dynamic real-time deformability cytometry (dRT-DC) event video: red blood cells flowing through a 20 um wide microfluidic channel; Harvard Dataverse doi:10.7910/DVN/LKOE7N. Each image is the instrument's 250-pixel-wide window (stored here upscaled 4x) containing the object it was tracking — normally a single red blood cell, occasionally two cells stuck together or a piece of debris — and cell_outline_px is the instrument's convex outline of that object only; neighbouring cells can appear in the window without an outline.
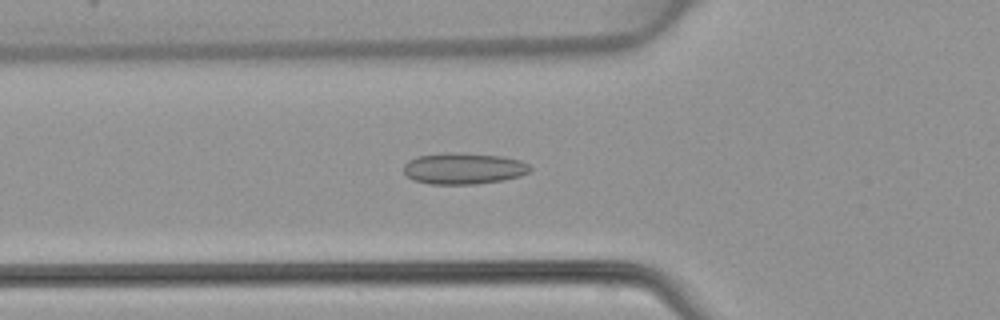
{"species": "common noctule bat (a hibernating species)", "species_latin": "Nyctalus noctula", "temperature_condition": "warm", "stored_images_in_passage": 48, "camera_frame_rate_fps": 3000, "um_per_image_px": 0.085, "animal": {"sex": "female", "body_mass_g": 22.7, "forearm_length_mm": 54.2}, "frame": {"image": 1, "passage_image": 17, "time_ms": 5.333, "image_size_px": [1000, 320], "cell_outline_px": [[532, 168], [528, 172], [520, 176], [504, 180], [476, 184], [428, 184], [412, 180], [404, 172], [404, 164], [408, 160], [416, 156], [448, 152], [500, 156], [520, 160], [528, 164]], "centroid_in_image_um": [39.38, 14.33], "position_along_channel_um": 86.4, "area_um2": 23.12}}
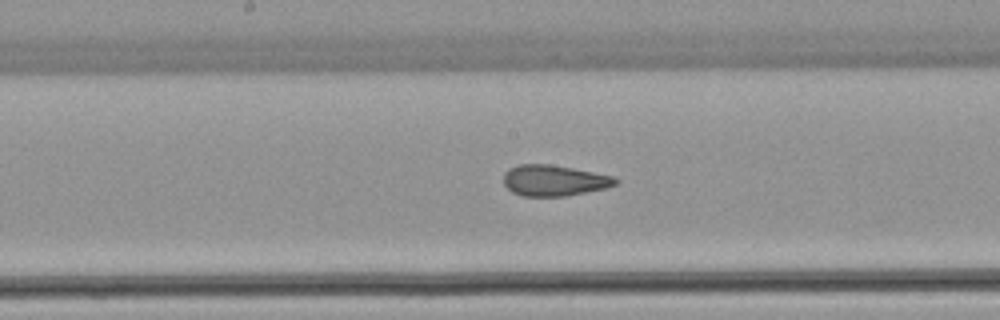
{"frame": {"image": 2, "passage_image": 25, "time_ms": 8.0, "image_size_px": [1000, 320], "cell_outline_px": [[620, 180], [616, 184], [604, 188], [568, 196], [520, 196], [512, 192], [504, 184], [504, 172], [508, 168], [520, 164], [548, 164], [572, 168], [612, 176]], "centroid_in_image_um": [47.06, 15.34], "position_along_channel_um": 201.1, "area_um2": 20.11}}
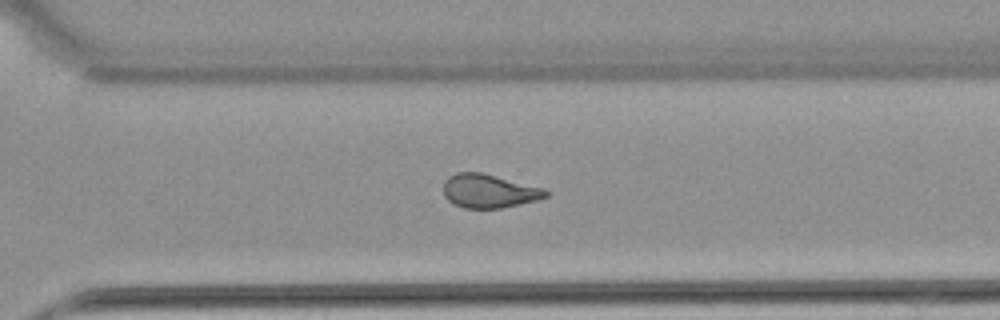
{"frame": {"image": 3, "passage_image": 34, "time_ms": 11.0, "image_size_px": [1000, 320], "cell_outline_px": [[548, 196], [536, 200], [500, 208], [464, 208], [452, 204], [444, 196], [444, 180], [448, 176], [456, 172], [480, 172], [544, 188], [548, 192]], "centroid_in_image_um": [41.52, 16.23], "position_along_channel_um": 329.1, "area_um2": 20.0}}